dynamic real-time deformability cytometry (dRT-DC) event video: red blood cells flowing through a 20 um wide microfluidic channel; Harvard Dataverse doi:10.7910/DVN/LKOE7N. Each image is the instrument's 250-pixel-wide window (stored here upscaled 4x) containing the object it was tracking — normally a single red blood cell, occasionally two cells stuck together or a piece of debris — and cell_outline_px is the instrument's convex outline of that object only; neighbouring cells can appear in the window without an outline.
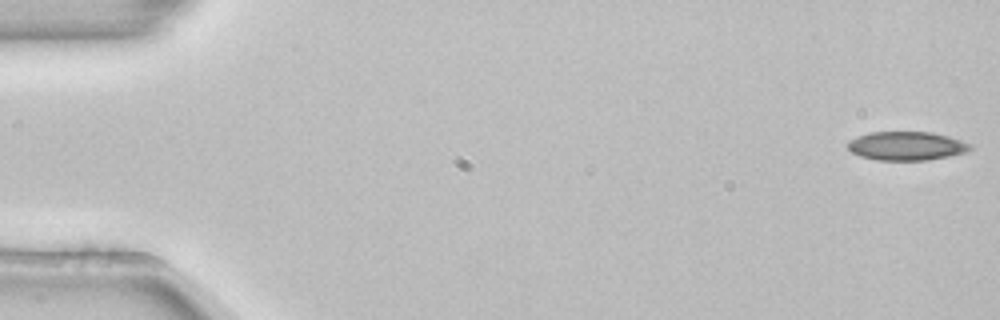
{"species": "common noctule bat (a hibernating species)", "species_latin": "Nyctalus noctula", "temperature_condition": "room temperature", "stored_images_in_passage": 53, "camera_frame_rate_fps": 3000, "um_per_image_px": 0.085, "animal": {"sex": "female", "body_mass_g": 22.7, "forearm_length_mm": 54.2}, "frame": {"image": 1, "passage_image": 1, "time_ms": 0.0, "image_size_px": [1000, 320], "cell_outline_px": [[972, 148], [964, 152], [948, 156], [928, 160], [876, 160], [860, 156], [852, 152], [848, 148], [848, 140], [872, 132], [932, 132], [948, 136], [972, 144]], "centroid_in_image_um": [77.05, 12.4], "position_along_channel_um": 7.9, "area_um2": 20.35}}
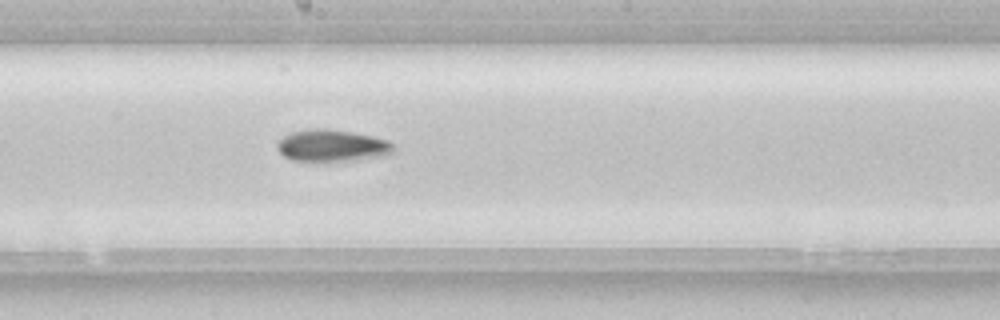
{"frame": {"image": 2, "passage_image": 29, "time_ms": 9.333, "image_size_px": [1000, 320], "cell_outline_px": [[396, 148], [392, 152], [384, 156], [356, 160], [292, 160], [284, 156], [276, 148], [276, 144], [284, 136], [292, 132], [316, 128], [324, 128], [352, 132], [372, 136], [388, 140]], "centroid_in_image_um": [28.24, 12.37], "position_along_channel_um": 220.0, "area_um2": 21.39}}
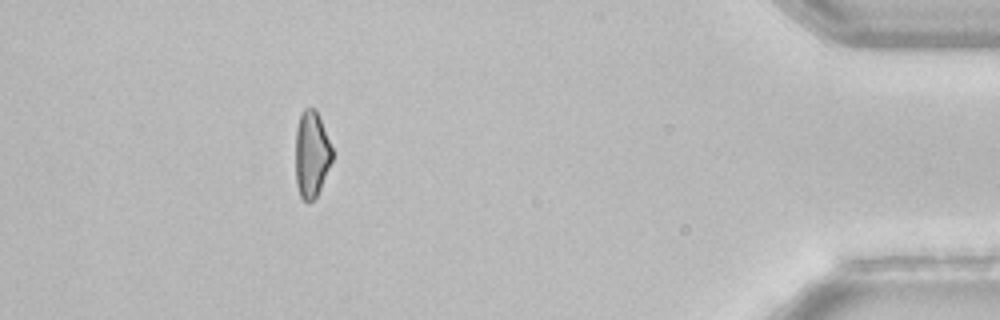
{"frame": {"image": 3, "passage_image": 48, "time_ms": 15.667, "image_size_px": [1000, 320], "cell_outline_px": [[332, 160], [320, 188], [316, 196], [308, 204], [300, 196], [296, 184], [296, 128], [300, 112], [304, 108], [316, 108], [332, 148]], "centroid_in_image_um": [26.47, 13.09], "position_along_channel_um": 408.7, "area_um2": 18.44}}